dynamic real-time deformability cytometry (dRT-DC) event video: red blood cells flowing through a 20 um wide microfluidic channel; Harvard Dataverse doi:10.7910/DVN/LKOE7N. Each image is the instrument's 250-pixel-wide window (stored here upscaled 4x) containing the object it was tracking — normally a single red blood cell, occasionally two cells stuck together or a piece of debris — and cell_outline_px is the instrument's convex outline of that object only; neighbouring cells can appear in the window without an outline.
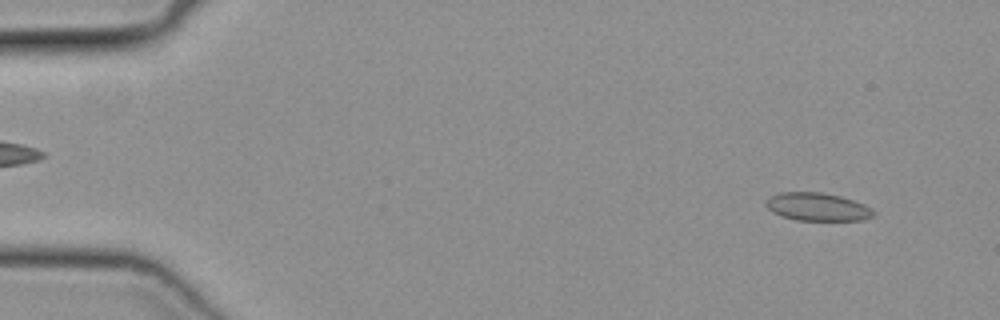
{"species": "common noctule bat (a hibernating species)", "species_latin": "Nyctalus noctula", "temperature_condition": "cold", "stored_images_in_passage": 16, "camera_frame_rate_fps": 3000, "um_per_image_px": 0.085, "animal": {"sex": "female", "body_mass_g": 19.3, "forearm_length_mm": 54.1}, "frame": {"image": 1, "passage_image": 4, "time_ms": 1.0, "image_size_px": [1000, 320], "cell_outline_px": [[876, 216], [864, 220], [796, 220], [780, 216], [772, 212], [764, 204], [764, 200], [768, 196], [780, 192], [824, 192], [840, 196], [864, 204], [872, 208], [876, 212]], "centroid_in_image_um": [69.47, 17.58], "position_along_channel_um": 15.5, "area_um2": 17.92}}
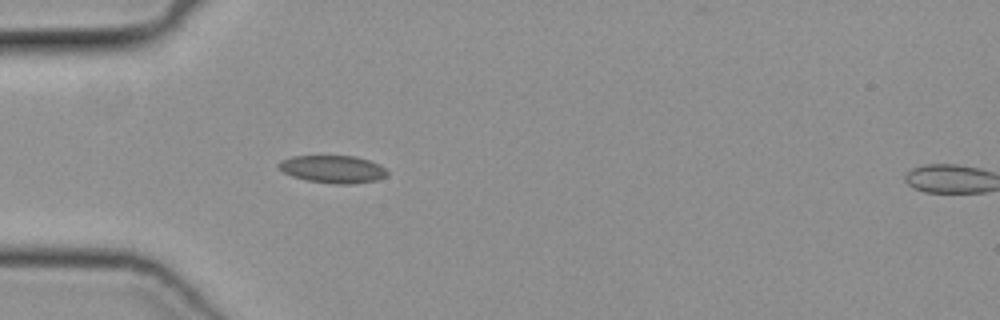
{"frame": {"image": 2, "passage_image": 15, "time_ms": 4.667, "image_size_px": [1000, 320], "cell_outline_px": [[388, 176], [376, 180], [356, 184], [336, 184], [304, 180], [292, 176], [284, 172], [276, 164], [280, 160], [292, 156], [356, 156], [380, 164], [388, 172]], "centroid_in_image_um": [28.3, 14.38], "position_along_channel_um": 56.7, "area_um2": 17.63}}